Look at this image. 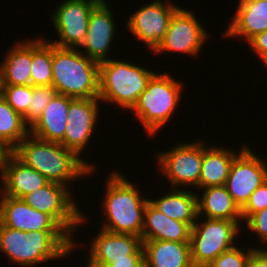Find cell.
Instances as JSON below:
<instances>
[{
  "instance_id": "cell-1",
  "label": "cell",
  "mask_w": 267,
  "mask_h": 267,
  "mask_svg": "<svg viewBox=\"0 0 267 267\" xmlns=\"http://www.w3.org/2000/svg\"><path fill=\"white\" fill-rule=\"evenodd\" d=\"M20 161L43 175L48 182L69 187L79 178L91 176L95 166L58 142L25 137L12 151Z\"/></svg>"
},
{
  "instance_id": "cell-2",
  "label": "cell",
  "mask_w": 267,
  "mask_h": 267,
  "mask_svg": "<svg viewBox=\"0 0 267 267\" xmlns=\"http://www.w3.org/2000/svg\"><path fill=\"white\" fill-rule=\"evenodd\" d=\"M77 245L81 246L66 231L24 232L0 222V251L18 266L33 267L66 258Z\"/></svg>"
},
{
  "instance_id": "cell-3",
  "label": "cell",
  "mask_w": 267,
  "mask_h": 267,
  "mask_svg": "<svg viewBox=\"0 0 267 267\" xmlns=\"http://www.w3.org/2000/svg\"><path fill=\"white\" fill-rule=\"evenodd\" d=\"M128 179L117 170L109 175L102 204L106 219L101 229L141 237L149 198L142 197L140 190Z\"/></svg>"
},
{
  "instance_id": "cell-4",
  "label": "cell",
  "mask_w": 267,
  "mask_h": 267,
  "mask_svg": "<svg viewBox=\"0 0 267 267\" xmlns=\"http://www.w3.org/2000/svg\"><path fill=\"white\" fill-rule=\"evenodd\" d=\"M52 86L71 98H99V63L78 48L52 44Z\"/></svg>"
},
{
  "instance_id": "cell-5",
  "label": "cell",
  "mask_w": 267,
  "mask_h": 267,
  "mask_svg": "<svg viewBox=\"0 0 267 267\" xmlns=\"http://www.w3.org/2000/svg\"><path fill=\"white\" fill-rule=\"evenodd\" d=\"M155 73L124 60L103 61L99 63V99L130 111Z\"/></svg>"
},
{
  "instance_id": "cell-6",
  "label": "cell",
  "mask_w": 267,
  "mask_h": 267,
  "mask_svg": "<svg viewBox=\"0 0 267 267\" xmlns=\"http://www.w3.org/2000/svg\"><path fill=\"white\" fill-rule=\"evenodd\" d=\"M184 83L178 82L169 73H155L146 89L140 94L132 108L135 117L141 121L147 135H155L169 123L180 105ZM182 90V91H181Z\"/></svg>"
},
{
  "instance_id": "cell-7",
  "label": "cell",
  "mask_w": 267,
  "mask_h": 267,
  "mask_svg": "<svg viewBox=\"0 0 267 267\" xmlns=\"http://www.w3.org/2000/svg\"><path fill=\"white\" fill-rule=\"evenodd\" d=\"M199 219L198 216L191 229V258L194 267H207L222 252L237 245L235 237H239L242 221Z\"/></svg>"
},
{
  "instance_id": "cell-8",
  "label": "cell",
  "mask_w": 267,
  "mask_h": 267,
  "mask_svg": "<svg viewBox=\"0 0 267 267\" xmlns=\"http://www.w3.org/2000/svg\"><path fill=\"white\" fill-rule=\"evenodd\" d=\"M71 190L65 185L47 182L22 199L32 208L49 214L73 238V232L87 218L71 198Z\"/></svg>"
},
{
  "instance_id": "cell-9",
  "label": "cell",
  "mask_w": 267,
  "mask_h": 267,
  "mask_svg": "<svg viewBox=\"0 0 267 267\" xmlns=\"http://www.w3.org/2000/svg\"><path fill=\"white\" fill-rule=\"evenodd\" d=\"M201 141L179 142L167 152L164 150L162 153L159 151L155 153L159 170L167 177L172 186L170 188H180L185 185L186 189L194 186L199 190L203 159V141Z\"/></svg>"
},
{
  "instance_id": "cell-10",
  "label": "cell",
  "mask_w": 267,
  "mask_h": 267,
  "mask_svg": "<svg viewBox=\"0 0 267 267\" xmlns=\"http://www.w3.org/2000/svg\"><path fill=\"white\" fill-rule=\"evenodd\" d=\"M102 0H66L56 6L52 14L59 40H48L55 46L79 48L85 40L92 10Z\"/></svg>"
},
{
  "instance_id": "cell-11",
  "label": "cell",
  "mask_w": 267,
  "mask_h": 267,
  "mask_svg": "<svg viewBox=\"0 0 267 267\" xmlns=\"http://www.w3.org/2000/svg\"><path fill=\"white\" fill-rule=\"evenodd\" d=\"M195 15L192 10L180 6L173 14L163 40L152 52L156 55L165 51L198 55L209 34Z\"/></svg>"
},
{
  "instance_id": "cell-12",
  "label": "cell",
  "mask_w": 267,
  "mask_h": 267,
  "mask_svg": "<svg viewBox=\"0 0 267 267\" xmlns=\"http://www.w3.org/2000/svg\"><path fill=\"white\" fill-rule=\"evenodd\" d=\"M242 147L231 164L224 185L240 209L248 202L250 195L267 180V160L256 156L248 145Z\"/></svg>"
},
{
  "instance_id": "cell-13",
  "label": "cell",
  "mask_w": 267,
  "mask_h": 267,
  "mask_svg": "<svg viewBox=\"0 0 267 267\" xmlns=\"http://www.w3.org/2000/svg\"><path fill=\"white\" fill-rule=\"evenodd\" d=\"M179 8L172 2L154 0L134 11L126 26L133 36L153 51L163 40L173 14Z\"/></svg>"
},
{
  "instance_id": "cell-14",
  "label": "cell",
  "mask_w": 267,
  "mask_h": 267,
  "mask_svg": "<svg viewBox=\"0 0 267 267\" xmlns=\"http://www.w3.org/2000/svg\"><path fill=\"white\" fill-rule=\"evenodd\" d=\"M99 98H71L64 138L59 142L79 157L89 144L100 117ZM99 116V117H98Z\"/></svg>"
},
{
  "instance_id": "cell-15",
  "label": "cell",
  "mask_w": 267,
  "mask_h": 267,
  "mask_svg": "<svg viewBox=\"0 0 267 267\" xmlns=\"http://www.w3.org/2000/svg\"><path fill=\"white\" fill-rule=\"evenodd\" d=\"M109 7L107 1L102 0L92 10L85 40L79 47L84 51L82 52L84 55L98 63L110 59L107 55L117 33L115 17Z\"/></svg>"
},
{
  "instance_id": "cell-16",
  "label": "cell",
  "mask_w": 267,
  "mask_h": 267,
  "mask_svg": "<svg viewBox=\"0 0 267 267\" xmlns=\"http://www.w3.org/2000/svg\"><path fill=\"white\" fill-rule=\"evenodd\" d=\"M0 195V222L4 226L24 232L65 231L49 214L32 208L23 199Z\"/></svg>"
},
{
  "instance_id": "cell-17",
  "label": "cell",
  "mask_w": 267,
  "mask_h": 267,
  "mask_svg": "<svg viewBox=\"0 0 267 267\" xmlns=\"http://www.w3.org/2000/svg\"><path fill=\"white\" fill-rule=\"evenodd\" d=\"M99 234L90 242L86 264H106L128 255H144L141 237L132 234L113 233L99 229Z\"/></svg>"
},
{
  "instance_id": "cell-18",
  "label": "cell",
  "mask_w": 267,
  "mask_h": 267,
  "mask_svg": "<svg viewBox=\"0 0 267 267\" xmlns=\"http://www.w3.org/2000/svg\"><path fill=\"white\" fill-rule=\"evenodd\" d=\"M0 177L3 182L0 193L18 199H22L48 182L43 175L25 165L11 151L0 164Z\"/></svg>"
},
{
  "instance_id": "cell-19",
  "label": "cell",
  "mask_w": 267,
  "mask_h": 267,
  "mask_svg": "<svg viewBox=\"0 0 267 267\" xmlns=\"http://www.w3.org/2000/svg\"><path fill=\"white\" fill-rule=\"evenodd\" d=\"M230 24L223 32L224 37L250 41L267 30V0H239Z\"/></svg>"
},
{
  "instance_id": "cell-20",
  "label": "cell",
  "mask_w": 267,
  "mask_h": 267,
  "mask_svg": "<svg viewBox=\"0 0 267 267\" xmlns=\"http://www.w3.org/2000/svg\"><path fill=\"white\" fill-rule=\"evenodd\" d=\"M70 97L57 94L44 109L41 116L30 127V135L51 142H60L67 127Z\"/></svg>"
},
{
  "instance_id": "cell-21",
  "label": "cell",
  "mask_w": 267,
  "mask_h": 267,
  "mask_svg": "<svg viewBox=\"0 0 267 267\" xmlns=\"http://www.w3.org/2000/svg\"><path fill=\"white\" fill-rule=\"evenodd\" d=\"M191 229L188 223L169 218L150 202L147 203L144 211L142 240L190 242Z\"/></svg>"
},
{
  "instance_id": "cell-22",
  "label": "cell",
  "mask_w": 267,
  "mask_h": 267,
  "mask_svg": "<svg viewBox=\"0 0 267 267\" xmlns=\"http://www.w3.org/2000/svg\"><path fill=\"white\" fill-rule=\"evenodd\" d=\"M149 267H194L190 242L142 240Z\"/></svg>"
},
{
  "instance_id": "cell-23",
  "label": "cell",
  "mask_w": 267,
  "mask_h": 267,
  "mask_svg": "<svg viewBox=\"0 0 267 267\" xmlns=\"http://www.w3.org/2000/svg\"><path fill=\"white\" fill-rule=\"evenodd\" d=\"M203 142V159L199 188L225 185L229 170L234 158L238 155L234 149L223 146H211L208 148Z\"/></svg>"
},
{
  "instance_id": "cell-24",
  "label": "cell",
  "mask_w": 267,
  "mask_h": 267,
  "mask_svg": "<svg viewBox=\"0 0 267 267\" xmlns=\"http://www.w3.org/2000/svg\"><path fill=\"white\" fill-rule=\"evenodd\" d=\"M197 195L198 216L208 219L242 220L241 209L224 185L203 188Z\"/></svg>"
},
{
  "instance_id": "cell-25",
  "label": "cell",
  "mask_w": 267,
  "mask_h": 267,
  "mask_svg": "<svg viewBox=\"0 0 267 267\" xmlns=\"http://www.w3.org/2000/svg\"><path fill=\"white\" fill-rule=\"evenodd\" d=\"M170 190L158 199L149 198V202L169 218L188 223L192 227L198 217L197 193L185 188Z\"/></svg>"
},
{
  "instance_id": "cell-26",
  "label": "cell",
  "mask_w": 267,
  "mask_h": 267,
  "mask_svg": "<svg viewBox=\"0 0 267 267\" xmlns=\"http://www.w3.org/2000/svg\"><path fill=\"white\" fill-rule=\"evenodd\" d=\"M4 61L0 64L2 83L9 85H31L32 40L13 43Z\"/></svg>"
},
{
  "instance_id": "cell-27",
  "label": "cell",
  "mask_w": 267,
  "mask_h": 267,
  "mask_svg": "<svg viewBox=\"0 0 267 267\" xmlns=\"http://www.w3.org/2000/svg\"><path fill=\"white\" fill-rule=\"evenodd\" d=\"M30 134V127L24 122L23 116L17 113L7 101L0 98V142L12 151L25 137Z\"/></svg>"
},
{
  "instance_id": "cell-28",
  "label": "cell",
  "mask_w": 267,
  "mask_h": 267,
  "mask_svg": "<svg viewBox=\"0 0 267 267\" xmlns=\"http://www.w3.org/2000/svg\"><path fill=\"white\" fill-rule=\"evenodd\" d=\"M48 39H32L31 85H52V43Z\"/></svg>"
},
{
  "instance_id": "cell-29",
  "label": "cell",
  "mask_w": 267,
  "mask_h": 267,
  "mask_svg": "<svg viewBox=\"0 0 267 267\" xmlns=\"http://www.w3.org/2000/svg\"><path fill=\"white\" fill-rule=\"evenodd\" d=\"M55 95L56 90L52 85L32 86V101L27 113L23 116L24 122L29 127L37 121Z\"/></svg>"
},
{
  "instance_id": "cell-30",
  "label": "cell",
  "mask_w": 267,
  "mask_h": 267,
  "mask_svg": "<svg viewBox=\"0 0 267 267\" xmlns=\"http://www.w3.org/2000/svg\"><path fill=\"white\" fill-rule=\"evenodd\" d=\"M2 97L17 113L24 116L32 101V85L3 84Z\"/></svg>"
},
{
  "instance_id": "cell-31",
  "label": "cell",
  "mask_w": 267,
  "mask_h": 267,
  "mask_svg": "<svg viewBox=\"0 0 267 267\" xmlns=\"http://www.w3.org/2000/svg\"><path fill=\"white\" fill-rule=\"evenodd\" d=\"M253 247L240 248L237 245L233 248L222 252L214 259L207 267H246L250 253L254 250Z\"/></svg>"
},
{
  "instance_id": "cell-32",
  "label": "cell",
  "mask_w": 267,
  "mask_h": 267,
  "mask_svg": "<svg viewBox=\"0 0 267 267\" xmlns=\"http://www.w3.org/2000/svg\"><path fill=\"white\" fill-rule=\"evenodd\" d=\"M267 208V180L264 181L251 195L248 202L241 209L244 222L254 213Z\"/></svg>"
},
{
  "instance_id": "cell-33",
  "label": "cell",
  "mask_w": 267,
  "mask_h": 267,
  "mask_svg": "<svg viewBox=\"0 0 267 267\" xmlns=\"http://www.w3.org/2000/svg\"><path fill=\"white\" fill-rule=\"evenodd\" d=\"M245 223L247 230L257 234L261 244L267 241V208L252 214Z\"/></svg>"
},
{
  "instance_id": "cell-34",
  "label": "cell",
  "mask_w": 267,
  "mask_h": 267,
  "mask_svg": "<svg viewBox=\"0 0 267 267\" xmlns=\"http://www.w3.org/2000/svg\"><path fill=\"white\" fill-rule=\"evenodd\" d=\"M248 45L256 53L257 57L261 59L262 63L267 62V30L253 37Z\"/></svg>"
},
{
  "instance_id": "cell-35",
  "label": "cell",
  "mask_w": 267,
  "mask_h": 267,
  "mask_svg": "<svg viewBox=\"0 0 267 267\" xmlns=\"http://www.w3.org/2000/svg\"><path fill=\"white\" fill-rule=\"evenodd\" d=\"M144 255H128L127 258L114 259L109 265L111 267H134Z\"/></svg>"
},
{
  "instance_id": "cell-36",
  "label": "cell",
  "mask_w": 267,
  "mask_h": 267,
  "mask_svg": "<svg viewBox=\"0 0 267 267\" xmlns=\"http://www.w3.org/2000/svg\"><path fill=\"white\" fill-rule=\"evenodd\" d=\"M246 267H267V259L257 248H254L249 255Z\"/></svg>"
},
{
  "instance_id": "cell-37",
  "label": "cell",
  "mask_w": 267,
  "mask_h": 267,
  "mask_svg": "<svg viewBox=\"0 0 267 267\" xmlns=\"http://www.w3.org/2000/svg\"><path fill=\"white\" fill-rule=\"evenodd\" d=\"M10 151L0 142V164L5 160Z\"/></svg>"
},
{
  "instance_id": "cell-38",
  "label": "cell",
  "mask_w": 267,
  "mask_h": 267,
  "mask_svg": "<svg viewBox=\"0 0 267 267\" xmlns=\"http://www.w3.org/2000/svg\"><path fill=\"white\" fill-rule=\"evenodd\" d=\"M134 267H149L145 257H143Z\"/></svg>"
},
{
  "instance_id": "cell-39",
  "label": "cell",
  "mask_w": 267,
  "mask_h": 267,
  "mask_svg": "<svg viewBox=\"0 0 267 267\" xmlns=\"http://www.w3.org/2000/svg\"><path fill=\"white\" fill-rule=\"evenodd\" d=\"M265 244L267 245V241L263 243V246H266ZM257 250L260 251V252L263 254V256L267 259V246H266L265 249H263V248L260 246V249L257 248Z\"/></svg>"
},
{
  "instance_id": "cell-40",
  "label": "cell",
  "mask_w": 267,
  "mask_h": 267,
  "mask_svg": "<svg viewBox=\"0 0 267 267\" xmlns=\"http://www.w3.org/2000/svg\"><path fill=\"white\" fill-rule=\"evenodd\" d=\"M84 267H111L110 265H106V264H87Z\"/></svg>"
},
{
  "instance_id": "cell-41",
  "label": "cell",
  "mask_w": 267,
  "mask_h": 267,
  "mask_svg": "<svg viewBox=\"0 0 267 267\" xmlns=\"http://www.w3.org/2000/svg\"><path fill=\"white\" fill-rule=\"evenodd\" d=\"M2 93H3V83H2V74L0 70V98L2 97Z\"/></svg>"
}]
</instances>
